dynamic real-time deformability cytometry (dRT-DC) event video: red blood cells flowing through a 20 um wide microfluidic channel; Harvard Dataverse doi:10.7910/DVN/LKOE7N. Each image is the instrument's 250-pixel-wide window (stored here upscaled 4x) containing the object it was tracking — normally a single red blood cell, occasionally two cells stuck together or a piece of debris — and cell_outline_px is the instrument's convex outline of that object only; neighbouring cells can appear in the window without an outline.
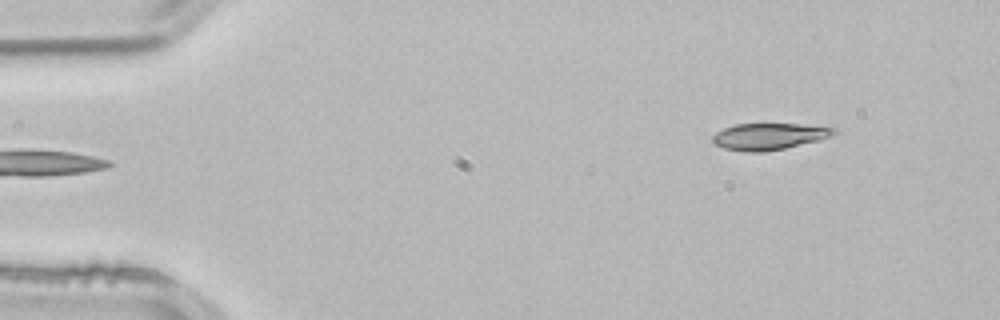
{"species": "common noctule bat (a hibernating species)", "species_latin": "Nyctalus noctula", "temperature_condition": "room temperature", "stored_images_in_passage": 2, "camera_frame_rate_fps": 3000, "um_per_image_px": 0.085, "animal": {"sex": "male", "body_mass_g": 21.5, "forearm_length_mm": 52.0}, "frame": {"image": 1, "passage_image": 2, "time_ms": 0.333, "image_size_px": [1000, 320], "cell_outline_px": [[840, 132], [820, 140], [784, 148], [764, 152], [744, 152], [724, 148], [712, 144], [712, 136], [716, 132], [724, 128], [736, 124], [800, 124], [836, 128]], "centroid_in_image_um": [65.36, 11.6], "position_along_channel_um": 19.6, "area_um2": 18.9}}